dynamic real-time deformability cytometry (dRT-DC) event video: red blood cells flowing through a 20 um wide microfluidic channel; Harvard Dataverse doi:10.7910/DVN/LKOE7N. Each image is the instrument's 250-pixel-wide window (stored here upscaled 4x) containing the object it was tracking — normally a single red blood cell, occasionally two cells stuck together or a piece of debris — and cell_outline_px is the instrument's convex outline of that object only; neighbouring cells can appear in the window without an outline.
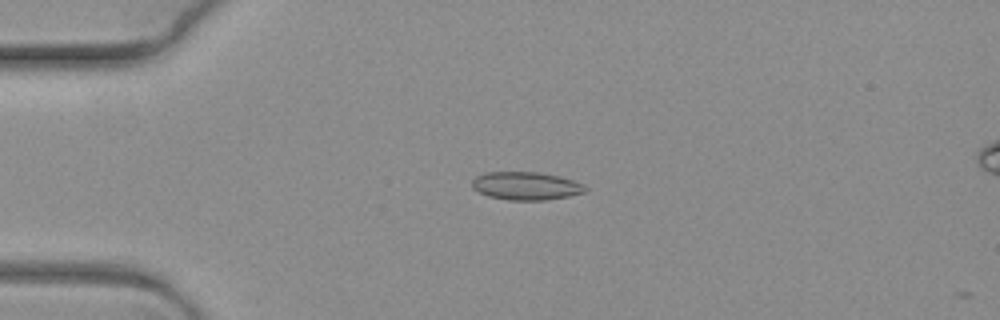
{"species": "common noctule bat (a hibernating species)", "species_latin": "Nyctalus noctula", "temperature_condition": "warm", "stored_images_in_passage": 6, "camera_frame_rate_fps": 3000, "um_per_image_px": 0.085, "animal": {"sex": "female", "body_mass_g": 19.3, "forearm_length_mm": 54.1}, "frame": {"image": 1, "passage_image": 5, "time_ms": 1.333, "image_size_px": [1000, 320], "cell_outline_px": [[588, 188], [584, 192], [568, 196], [544, 200], [508, 200], [488, 196], [472, 188], [472, 180], [476, 176], [484, 172], [536, 172], [560, 176], [584, 184]], "centroid_in_image_um": [44.7, 15.8], "position_along_channel_um": 40.3, "area_um2": 18.5}}